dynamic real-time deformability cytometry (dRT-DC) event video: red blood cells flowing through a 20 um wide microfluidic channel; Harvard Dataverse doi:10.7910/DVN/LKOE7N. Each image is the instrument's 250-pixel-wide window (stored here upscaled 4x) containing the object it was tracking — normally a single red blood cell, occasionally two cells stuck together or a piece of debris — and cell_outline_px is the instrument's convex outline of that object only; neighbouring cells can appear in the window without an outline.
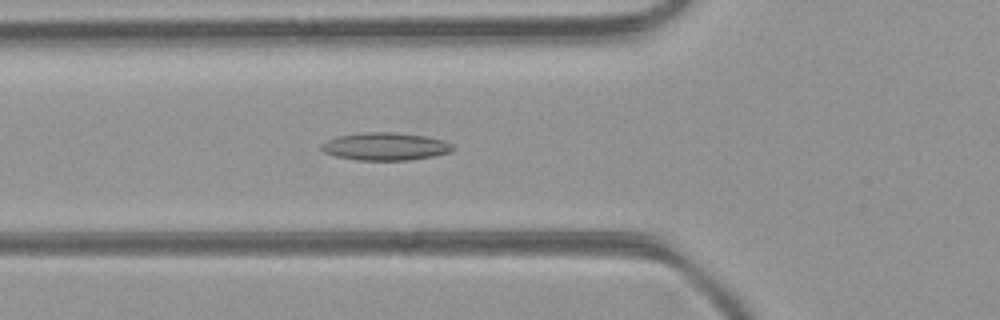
{"species": "common noctule bat (a hibernating species)", "species_latin": "Nyctalus noctula", "temperature_condition": "room temperature", "stored_images_in_passage": 43, "camera_frame_rate_fps": 3000, "um_per_image_px": 0.085, "animal": {"sex": "female", "body_mass_g": 21.9}, "frame": {"image": 1, "passage_image": 12, "time_ms": 3.667, "image_size_px": [1000, 320], "cell_outline_px": [[456, 148], [448, 152], [432, 156], [408, 160], [356, 160], [336, 156], [324, 152], [320, 148], [320, 144], [336, 136], [360, 132], [396, 132], [424, 136], [444, 140], [452, 144]], "centroid_in_image_um": [32.72, 12.44], "position_along_channel_um": 93.1, "area_um2": 21.27}}
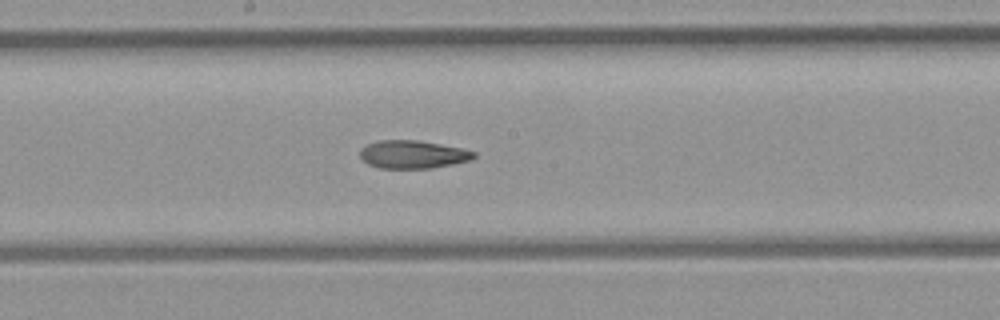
{"frame": {"image": 2, "passage_image": 20, "time_ms": 6.333, "image_size_px": [1000, 320], "cell_outline_px": [[476, 156], [472, 160], [432, 168], [380, 168], [368, 164], [360, 156], [360, 148], [368, 144], [380, 140], [416, 140], [464, 148], [476, 152]], "centroid_in_image_um": [35.12, 13.12], "position_along_channel_um": 213.1, "area_um2": 18.61}}
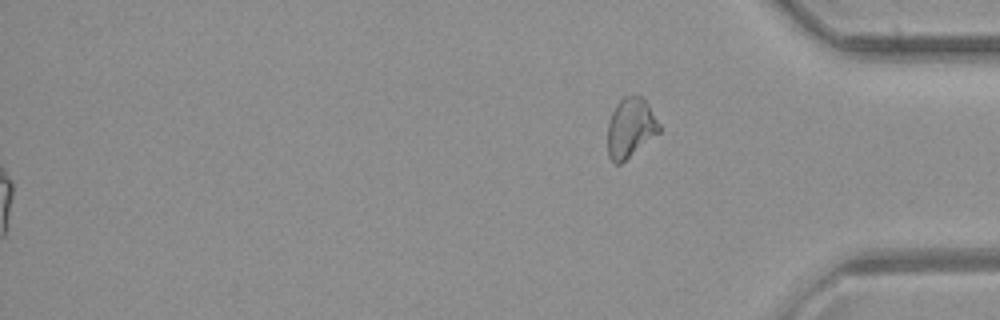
{"frame": {"image": 3, "passage_image": 43, "time_ms": 14.0, "image_size_px": [1000, 320], "cell_outline_px": [[660, 132], [620, 164], [616, 164], [608, 156], [608, 124], [612, 112], [616, 104], [624, 96], [640, 96], [648, 104], [660, 124]], "centroid_in_image_um": [53.59, 10.86], "position_along_channel_um": 381.6, "area_um2": 17.69}, "authors_computed_cell_mechanics": {"area_um2": 19.7098, "velocity_mm_per_s": 4.4684, "shape_relaxation_time_tau1_ms": null, "shape_relaxation_time_tau2_ms": 3.4326, "deformation_change_tau1": null, "deformation_change_tau2": 0.1286}}